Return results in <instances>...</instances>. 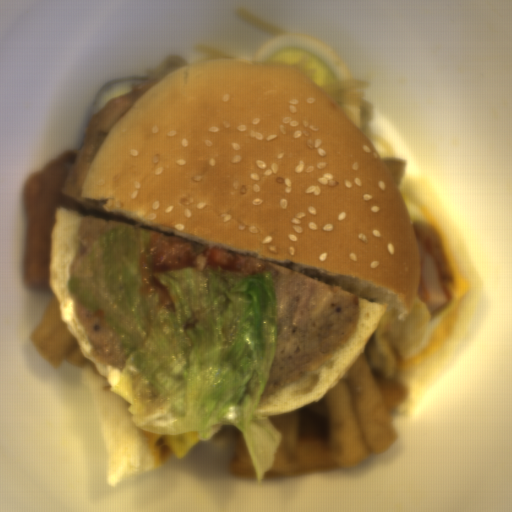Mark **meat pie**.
Wrapping results in <instances>:
<instances>
[{
    "instance_id": "meat-pie-3",
    "label": "meat pie",
    "mask_w": 512,
    "mask_h": 512,
    "mask_svg": "<svg viewBox=\"0 0 512 512\" xmlns=\"http://www.w3.org/2000/svg\"><path fill=\"white\" fill-rule=\"evenodd\" d=\"M75 312L91 345L89 356L104 365L122 371L129 353L111 324L93 313L77 298Z\"/></svg>"
},
{
    "instance_id": "meat-pie-1",
    "label": "meat pie",
    "mask_w": 512,
    "mask_h": 512,
    "mask_svg": "<svg viewBox=\"0 0 512 512\" xmlns=\"http://www.w3.org/2000/svg\"><path fill=\"white\" fill-rule=\"evenodd\" d=\"M121 226L153 233L141 255V293L154 292L161 305L172 303L167 288L153 274L191 267L270 271L278 310L275 357L262 397L279 392L328 363L357 333L361 300L355 293L275 264L126 223L85 216L69 275L86 258L95 240ZM261 397V398H262Z\"/></svg>"
},
{
    "instance_id": "meat-pie-2",
    "label": "meat pie",
    "mask_w": 512,
    "mask_h": 512,
    "mask_svg": "<svg viewBox=\"0 0 512 512\" xmlns=\"http://www.w3.org/2000/svg\"><path fill=\"white\" fill-rule=\"evenodd\" d=\"M160 81L158 77L134 83L128 94L117 95L105 101L103 106L89 118L83 144L62 184L61 194L67 198L82 201L81 192L85 176L105 138L127 110Z\"/></svg>"
}]
</instances>
